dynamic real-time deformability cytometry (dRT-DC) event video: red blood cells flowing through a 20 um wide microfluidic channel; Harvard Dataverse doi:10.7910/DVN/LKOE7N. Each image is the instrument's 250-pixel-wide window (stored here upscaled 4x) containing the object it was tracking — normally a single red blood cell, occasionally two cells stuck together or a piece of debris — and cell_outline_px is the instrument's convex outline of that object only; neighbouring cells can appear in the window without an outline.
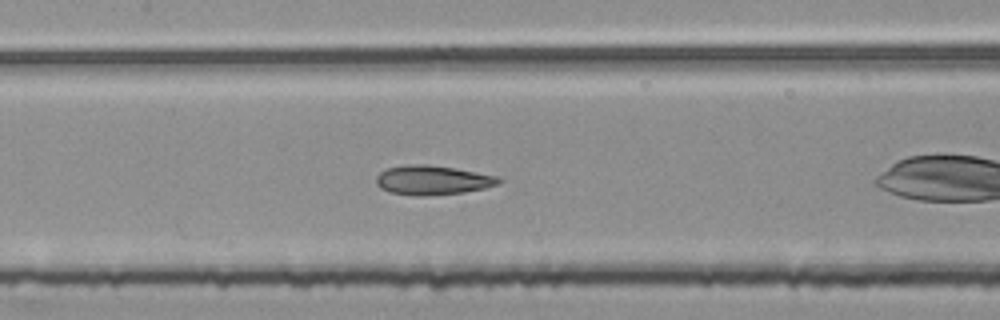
{"species": "common noctule bat (a hibernating species)", "species_latin": "Nyctalus noctula", "temperature_condition": "room temperature", "stored_images_in_passage": 26, "segment_of_instrument_passage": [2, 2], "camera_frame_rate_fps": 3000, "um_per_image_px": 0.085, "animal": {"sex": "female", "body_mass_g": 25.1}, "frame": {"image": 1, "passage_image": 10, "time_ms": 3.0, "image_size_px": [1000, 320], "cell_outline_px": [[500, 184], [484, 188], [464, 192], [424, 196], [412, 196], [388, 192], [380, 188], [376, 184], [376, 176], [380, 172], [388, 168], [408, 164], [424, 164], [452, 168], [476, 172], [496, 176], [500, 180]], "centroid_in_image_um": [36.71, 15.32], "position_along_channel_um": 170.7, "area_um2": 20.87}}
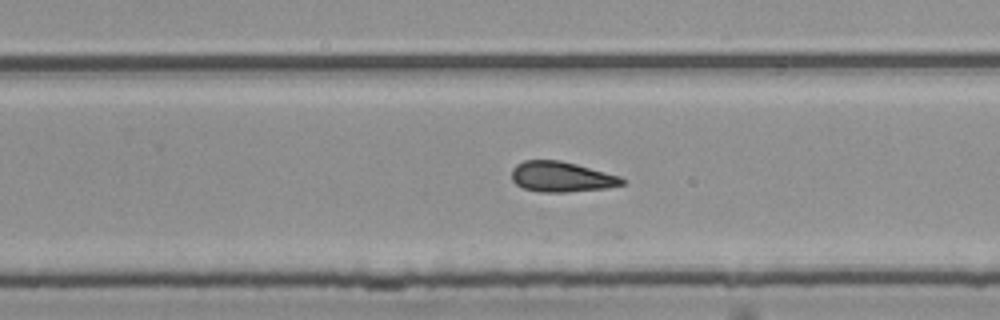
{"frame": {"image": 2, "passage_image": 19, "time_ms": 6.0, "image_size_px": [1000, 320], "cell_outline_px": [[624, 184], [608, 188], [568, 192], [540, 192], [524, 188], [516, 184], [512, 180], [512, 168], [516, 164], [524, 160], [560, 160], [576, 164], [620, 176], [624, 180]], "centroid_in_image_um": [47.71, 15.03], "position_along_channel_um": 282.1, "area_um2": 19.54}}
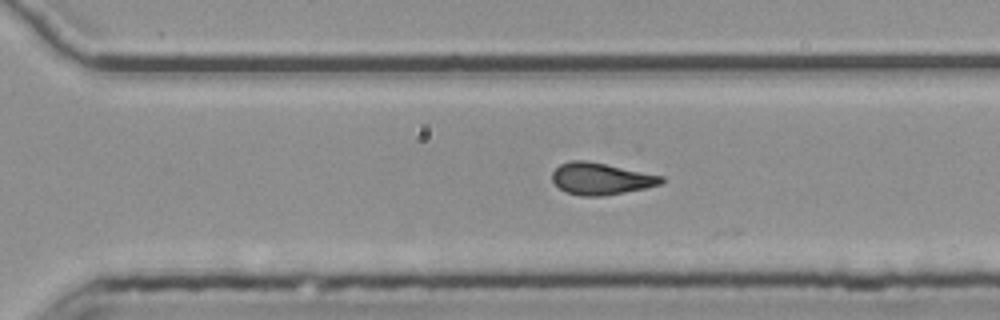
{"frame": {"image": 3, "passage_image": 22, "time_ms": 7.0, "image_size_px": [1000, 320], "cell_outline_px": [[664, 180], [660, 184], [644, 188], [604, 196], [580, 196], [568, 192], [560, 188], [552, 180], [552, 172], [560, 164], [568, 160], [584, 160], [664, 176]], "centroid_in_image_um": [51.05, 15.19], "position_along_channel_um": 319.5, "area_um2": 20.0}}